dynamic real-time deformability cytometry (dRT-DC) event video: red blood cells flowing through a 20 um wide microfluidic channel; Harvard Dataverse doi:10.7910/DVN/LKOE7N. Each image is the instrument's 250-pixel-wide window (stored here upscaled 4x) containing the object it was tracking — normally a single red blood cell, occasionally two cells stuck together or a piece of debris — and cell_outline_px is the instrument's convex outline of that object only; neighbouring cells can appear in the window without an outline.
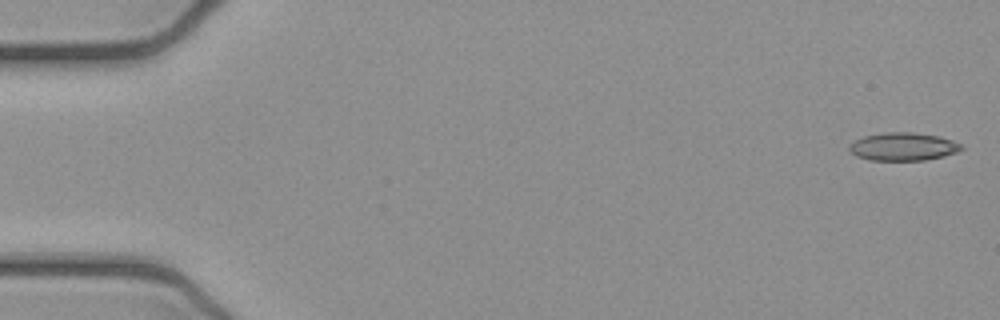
{"species": "common noctule bat (a hibernating species)", "species_latin": "Nyctalus noctula", "temperature_condition": "cold", "stored_images_in_passage": 52, "camera_frame_rate_fps": 3000, "um_per_image_px": 0.085, "animal": {"sex": "female", "body_mass_g": 21.9}, "frame": {"image": 1, "passage_image": 1, "time_ms": 0.0, "image_size_px": [1000, 320], "cell_outline_px": [[964, 148], [956, 152], [944, 156], [924, 160], [868, 160], [856, 156], [848, 148], [848, 144], [864, 136], [884, 132], [912, 132], [936, 136], [952, 140], [960, 144]], "centroid_in_image_um": [76.73, 12.46], "position_along_channel_um": 8.3, "area_um2": 18.21}}
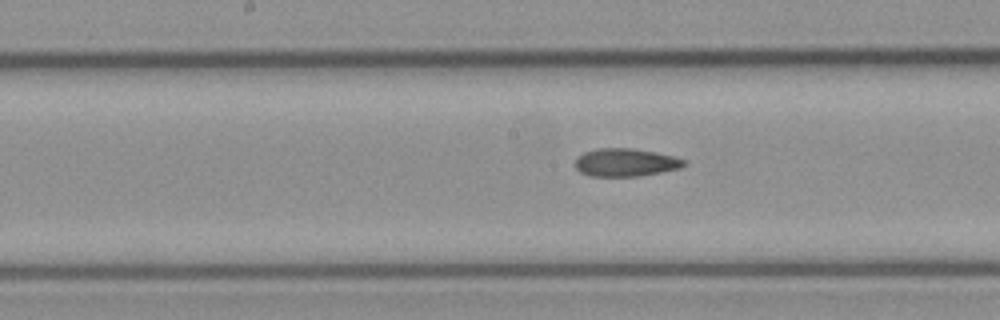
{"frame": {"image": 2, "passage_image": 26, "time_ms": 8.333, "image_size_px": [1000, 320], "cell_outline_px": [[688, 164], [680, 168], [660, 172], [636, 176], [588, 176], [580, 172], [576, 168], [576, 160], [584, 152], [596, 148], [632, 148], [656, 152], [672, 156], [684, 160]], "centroid_in_image_um": [53.17, 13.8], "position_along_channel_um": 195.0, "area_um2": 17.63}}
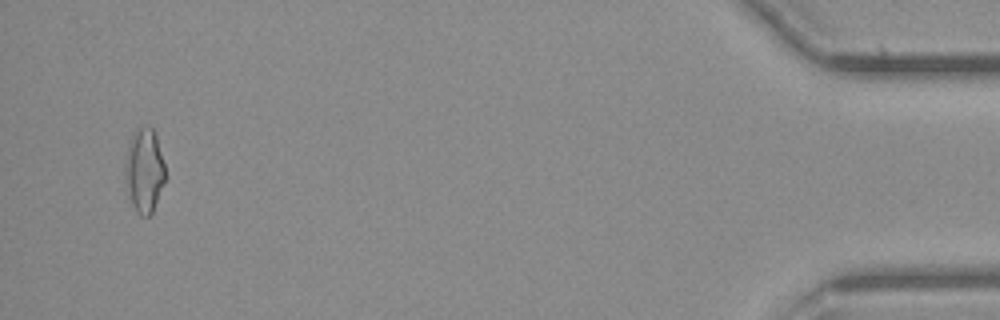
{"frame": {"image": 3, "passage_image": 50, "time_ms": 16.333, "image_size_px": [1000, 320], "cell_outline_px": [[168, 176], [152, 212], [148, 216], [140, 216], [136, 212], [128, 196], [124, 176], [124, 160], [128, 140], [132, 132], [136, 128], [152, 128], [156, 136]], "centroid_in_image_um": [12.25, 14.5], "position_along_channel_um": 423.0, "area_um2": 20.29}, "authors_computed_cell_mechanics": {"area_um2": 17.8602, "velocity_mm_per_s": 3.9235, "shape_relaxation_time_tau1_ms": null, "shape_relaxation_time_tau2_ms": 3.8453, "deformation_change_tau1": null, "deformation_change_tau2": 0.1193}}